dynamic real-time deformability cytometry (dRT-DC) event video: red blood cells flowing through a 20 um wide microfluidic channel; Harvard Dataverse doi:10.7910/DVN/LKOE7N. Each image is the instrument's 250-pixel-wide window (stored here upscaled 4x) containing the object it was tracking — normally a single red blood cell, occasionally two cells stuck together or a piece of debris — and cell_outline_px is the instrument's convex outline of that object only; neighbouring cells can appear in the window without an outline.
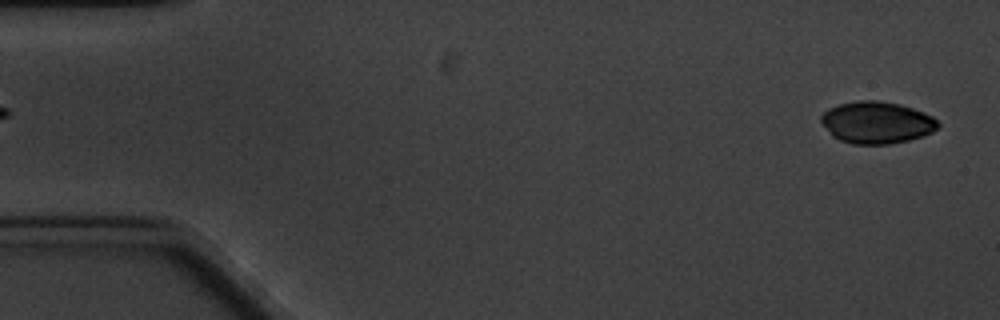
{"species": "common noctule bat (a hibernating species)", "species_latin": "Nyctalus noctula", "temperature_condition": "cold", "stored_images_in_passage": 6, "segment_of_instrument_passage": [2, 2], "camera_frame_rate_fps": 3000, "um_per_image_px": 0.085, "animal": {"sex": "male", "body_mass_g": 20.1, "forearm_length_mm": 53.5}, "frame": {"image": 1, "passage_image": 6, "time_ms": 5.667, "image_size_px": [1000, 320], "cell_outline_px": [[940, 124], [932, 132], [908, 140], [888, 144], [852, 144], [840, 140], [832, 136], [820, 120], [820, 116], [828, 108], [840, 104], [860, 100], [876, 100], [900, 104], [924, 112], [932, 116]], "centroid_in_image_um": [74.5, 10.41], "position_along_channel_um": 10.5, "area_um2": 28.44}}